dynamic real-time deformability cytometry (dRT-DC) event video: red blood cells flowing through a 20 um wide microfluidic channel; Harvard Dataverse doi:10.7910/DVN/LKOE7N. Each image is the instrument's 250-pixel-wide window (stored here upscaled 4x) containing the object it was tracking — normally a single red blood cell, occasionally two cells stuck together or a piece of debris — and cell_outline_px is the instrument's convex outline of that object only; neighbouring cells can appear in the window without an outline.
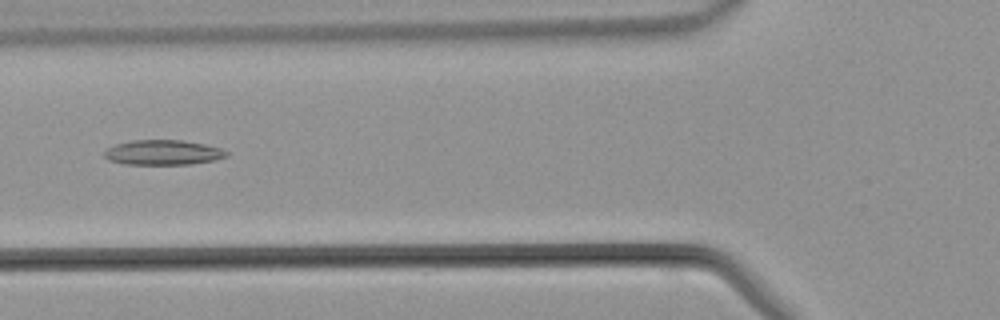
{"species": "common noctule bat (a hibernating species)", "species_latin": "Nyctalus noctula", "temperature_condition": "warm", "stored_images_in_passage": 41, "camera_frame_rate_fps": 3000, "um_per_image_px": 0.085, "animal": {"sex": "male", "body_mass_g": 21.5, "forearm_length_mm": 52.0}, "frame": {"image": 1, "passage_image": 13, "time_ms": 4.0, "image_size_px": [1000, 320], "cell_outline_px": [[228, 156], [216, 160], [192, 164], [124, 164], [108, 160], [104, 156], [104, 152], [108, 148], [116, 144], [132, 140], [180, 140], [204, 144], [220, 148], [228, 152]], "centroid_in_image_um": [13.86, 12.96], "position_along_channel_um": 111.9, "area_um2": 17.74}}
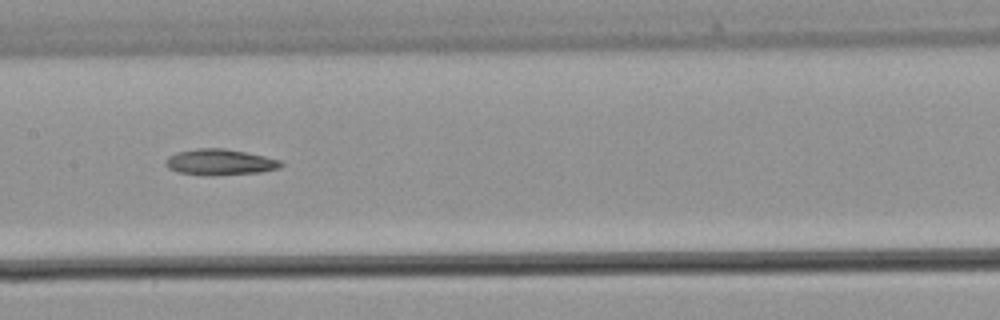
{"frame": {"image": 2, "passage_image": 18, "time_ms": 5.667, "image_size_px": [1000, 320], "cell_outline_px": [[284, 164], [280, 168], [260, 172], [212, 176], [204, 176], [180, 172], [168, 168], [164, 164], [164, 160], [168, 156], [176, 152], [196, 148], [224, 148], [284, 160]], "centroid_in_image_um": [18.69, 13.78], "position_along_channel_um": 188.7, "area_um2": 17.74}}
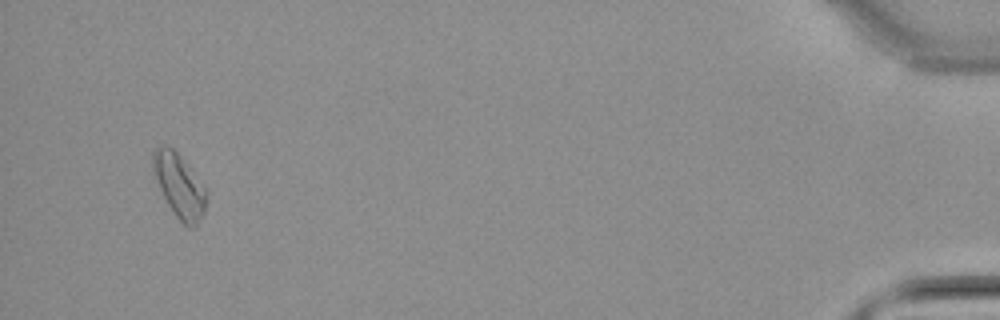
{"frame": {"image": 3, "passage_image": 39, "time_ms": 12.667, "image_size_px": [1000, 320], "cell_outline_px": [[208, 192], [204, 212], [196, 228], [188, 228], [176, 216], [168, 204], [160, 188], [152, 168], [152, 148], [164, 144], [172, 148], [184, 160]], "centroid_in_image_um": [15.24, 15.78], "position_along_channel_um": 420.0, "area_um2": 19.77}}